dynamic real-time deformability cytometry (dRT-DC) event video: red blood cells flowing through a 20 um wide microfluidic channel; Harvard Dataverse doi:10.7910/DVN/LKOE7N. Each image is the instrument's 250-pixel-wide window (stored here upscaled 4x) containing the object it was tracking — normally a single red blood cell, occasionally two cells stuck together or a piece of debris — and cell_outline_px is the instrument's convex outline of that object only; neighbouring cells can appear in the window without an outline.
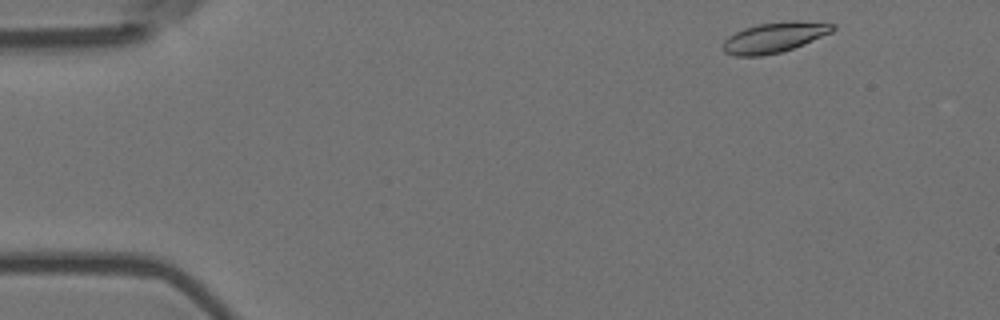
{"species": "Egyptian fruit bat (a non-hibernating species)", "species_latin": "Rousettus aegyptiacus", "temperature_condition": "room temperature", "stored_images_in_passage": 4, "camera_frame_rate_fps": 3000, "um_per_image_px": 0.085, "animal": {"sex": "female"}, "frame": {"image": 1, "passage_image": 1, "time_ms": 0.0, "image_size_px": [1000, 320], "cell_outline_px": [[836, 28], [832, 32], [792, 48], [780, 52], [760, 56], [736, 56], [724, 52], [720, 48], [720, 44], [728, 36], [744, 28], [760, 24], [788, 20], [796, 20], [836, 24]], "centroid_in_image_um": [65.78, 3.17], "position_along_channel_um": 19.2, "area_um2": 19.42}}
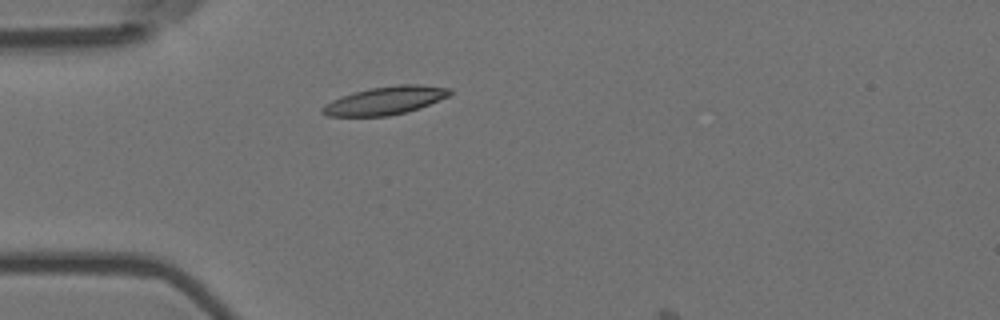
{"frame": {"image": 2, "passage_image": 4, "time_ms": 1.0, "image_size_px": [1000, 320], "cell_outline_px": [[452, 92], [448, 96], [420, 108], [388, 116], [328, 116], [320, 112], [320, 108], [324, 104], [332, 100], [368, 88], [396, 84], [420, 84], [452, 88]], "centroid_in_image_um": [32.75, 8.54], "position_along_channel_um": 52.2, "area_um2": 20.87}}